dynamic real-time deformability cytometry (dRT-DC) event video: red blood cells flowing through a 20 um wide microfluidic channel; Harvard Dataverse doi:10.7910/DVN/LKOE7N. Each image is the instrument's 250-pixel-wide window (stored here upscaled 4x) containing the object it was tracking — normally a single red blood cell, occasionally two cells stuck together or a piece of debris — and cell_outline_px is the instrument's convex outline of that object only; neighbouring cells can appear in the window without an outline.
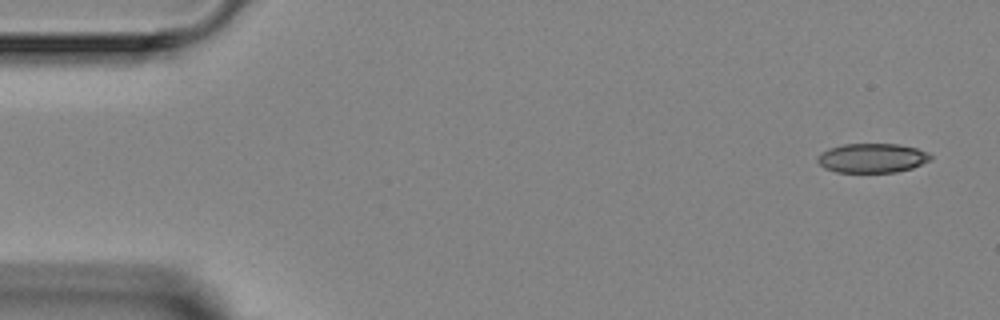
{"species": "Egyptian fruit bat (a non-hibernating species)", "species_latin": "Rousettus aegyptiacus", "temperature_condition": "room temperature", "stored_images_in_passage": 4, "camera_frame_rate_fps": 3000, "um_per_image_px": 0.085, "animal": {"sex": "female"}, "frame": {"image": 1, "passage_image": 1, "time_ms": 0.0, "image_size_px": [1000, 320], "cell_outline_px": [[932, 160], [912, 168], [896, 172], [836, 172], [824, 168], [816, 160], [816, 156], [820, 152], [828, 148], [844, 144], [896, 144], [916, 148], [928, 152], [932, 156]], "centroid_in_image_um": [74.11, 13.43], "position_along_channel_um": 10.9, "area_um2": 19.48}}
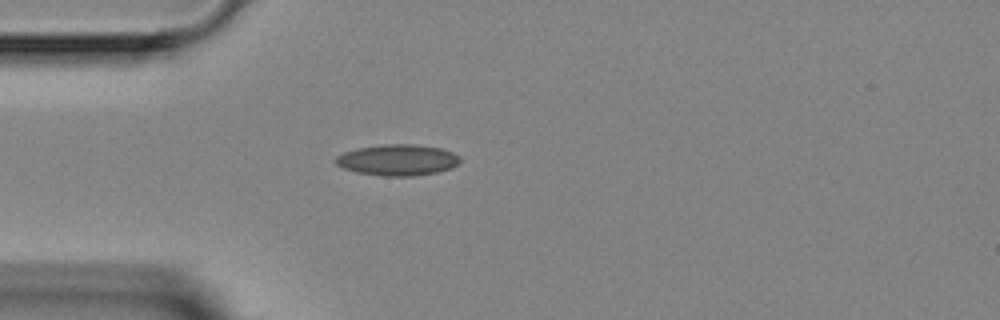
{"frame": {"image": 2, "passage_image": 4, "time_ms": 3.667, "image_size_px": [1000, 320], "cell_outline_px": [[460, 160], [452, 168], [436, 172], [412, 176], [384, 176], [356, 172], [344, 168], [336, 164], [332, 160], [336, 156], [344, 152], [356, 148], [384, 144], [416, 144], [440, 148], [452, 152], [460, 156]], "centroid_in_image_um": [33.77, 13.59], "position_along_channel_um": 51.2, "area_um2": 22.6}}